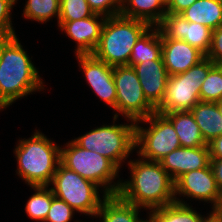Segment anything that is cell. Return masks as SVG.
<instances>
[{
  "mask_svg": "<svg viewBox=\"0 0 222 222\" xmlns=\"http://www.w3.org/2000/svg\"><path fill=\"white\" fill-rule=\"evenodd\" d=\"M129 181H122L118 195L150 211L175 202L174 181L159 162L143 158L128 161Z\"/></svg>",
  "mask_w": 222,
  "mask_h": 222,
  "instance_id": "cell-1",
  "label": "cell"
},
{
  "mask_svg": "<svg viewBox=\"0 0 222 222\" xmlns=\"http://www.w3.org/2000/svg\"><path fill=\"white\" fill-rule=\"evenodd\" d=\"M215 64L205 57L187 71L168 77L164 98L156 108L160 114L190 111L200 102V88Z\"/></svg>",
  "mask_w": 222,
  "mask_h": 222,
  "instance_id": "cell-7",
  "label": "cell"
},
{
  "mask_svg": "<svg viewBox=\"0 0 222 222\" xmlns=\"http://www.w3.org/2000/svg\"><path fill=\"white\" fill-rule=\"evenodd\" d=\"M49 186H32L35 193L25 205L27 215L36 221L44 222L55 197Z\"/></svg>",
  "mask_w": 222,
  "mask_h": 222,
  "instance_id": "cell-25",
  "label": "cell"
},
{
  "mask_svg": "<svg viewBox=\"0 0 222 222\" xmlns=\"http://www.w3.org/2000/svg\"><path fill=\"white\" fill-rule=\"evenodd\" d=\"M205 57L215 65L222 66V25L212 30L210 49Z\"/></svg>",
  "mask_w": 222,
  "mask_h": 222,
  "instance_id": "cell-32",
  "label": "cell"
},
{
  "mask_svg": "<svg viewBox=\"0 0 222 222\" xmlns=\"http://www.w3.org/2000/svg\"><path fill=\"white\" fill-rule=\"evenodd\" d=\"M76 58L90 88L100 99L115 109L117 93L113 66L97 59L93 54H77Z\"/></svg>",
  "mask_w": 222,
  "mask_h": 222,
  "instance_id": "cell-12",
  "label": "cell"
},
{
  "mask_svg": "<svg viewBox=\"0 0 222 222\" xmlns=\"http://www.w3.org/2000/svg\"><path fill=\"white\" fill-rule=\"evenodd\" d=\"M60 0H27L23 9L25 18L42 24L56 17L59 21Z\"/></svg>",
  "mask_w": 222,
  "mask_h": 222,
  "instance_id": "cell-26",
  "label": "cell"
},
{
  "mask_svg": "<svg viewBox=\"0 0 222 222\" xmlns=\"http://www.w3.org/2000/svg\"><path fill=\"white\" fill-rule=\"evenodd\" d=\"M51 183L54 196L65 201L76 212L94 218L100 209L103 200L100 198L99 186L61 163L58 164Z\"/></svg>",
  "mask_w": 222,
  "mask_h": 222,
  "instance_id": "cell-8",
  "label": "cell"
},
{
  "mask_svg": "<svg viewBox=\"0 0 222 222\" xmlns=\"http://www.w3.org/2000/svg\"><path fill=\"white\" fill-rule=\"evenodd\" d=\"M212 211L219 218V220L222 222V191H221V195L219 196L216 204L212 207Z\"/></svg>",
  "mask_w": 222,
  "mask_h": 222,
  "instance_id": "cell-36",
  "label": "cell"
},
{
  "mask_svg": "<svg viewBox=\"0 0 222 222\" xmlns=\"http://www.w3.org/2000/svg\"><path fill=\"white\" fill-rule=\"evenodd\" d=\"M197 0H168L167 14H181Z\"/></svg>",
  "mask_w": 222,
  "mask_h": 222,
  "instance_id": "cell-33",
  "label": "cell"
},
{
  "mask_svg": "<svg viewBox=\"0 0 222 222\" xmlns=\"http://www.w3.org/2000/svg\"><path fill=\"white\" fill-rule=\"evenodd\" d=\"M29 139L19 140L14 150L17 175L32 186H51L60 163V148L43 133L35 130Z\"/></svg>",
  "mask_w": 222,
  "mask_h": 222,
  "instance_id": "cell-3",
  "label": "cell"
},
{
  "mask_svg": "<svg viewBox=\"0 0 222 222\" xmlns=\"http://www.w3.org/2000/svg\"><path fill=\"white\" fill-rule=\"evenodd\" d=\"M148 214H149L148 220L141 219L139 222H157L156 218L151 213L148 212Z\"/></svg>",
  "mask_w": 222,
  "mask_h": 222,
  "instance_id": "cell-38",
  "label": "cell"
},
{
  "mask_svg": "<svg viewBox=\"0 0 222 222\" xmlns=\"http://www.w3.org/2000/svg\"><path fill=\"white\" fill-rule=\"evenodd\" d=\"M210 166L218 188L222 191V158H211Z\"/></svg>",
  "mask_w": 222,
  "mask_h": 222,
  "instance_id": "cell-34",
  "label": "cell"
},
{
  "mask_svg": "<svg viewBox=\"0 0 222 222\" xmlns=\"http://www.w3.org/2000/svg\"><path fill=\"white\" fill-rule=\"evenodd\" d=\"M120 14L158 27L167 14L165 0H123Z\"/></svg>",
  "mask_w": 222,
  "mask_h": 222,
  "instance_id": "cell-18",
  "label": "cell"
},
{
  "mask_svg": "<svg viewBox=\"0 0 222 222\" xmlns=\"http://www.w3.org/2000/svg\"><path fill=\"white\" fill-rule=\"evenodd\" d=\"M173 125L181 147H199L208 145L191 111H175L163 114Z\"/></svg>",
  "mask_w": 222,
  "mask_h": 222,
  "instance_id": "cell-20",
  "label": "cell"
},
{
  "mask_svg": "<svg viewBox=\"0 0 222 222\" xmlns=\"http://www.w3.org/2000/svg\"><path fill=\"white\" fill-rule=\"evenodd\" d=\"M18 0H0V39L16 36L11 21V10Z\"/></svg>",
  "mask_w": 222,
  "mask_h": 222,
  "instance_id": "cell-30",
  "label": "cell"
},
{
  "mask_svg": "<svg viewBox=\"0 0 222 222\" xmlns=\"http://www.w3.org/2000/svg\"><path fill=\"white\" fill-rule=\"evenodd\" d=\"M147 101L156 109L162 102L168 80V72L162 56L133 66Z\"/></svg>",
  "mask_w": 222,
  "mask_h": 222,
  "instance_id": "cell-16",
  "label": "cell"
},
{
  "mask_svg": "<svg viewBox=\"0 0 222 222\" xmlns=\"http://www.w3.org/2000/svg\"><path fill=\"white\" fill-rule=\"evenodd\" d=\"M112 125H102L79 136L73 141L80 147L95 151L111 160L119 169L135 148L136 122L129 124H115L117 117H113Z\"/></svg>",
  "mask_w": 222,
  "mask_h": 222,
  "instance_id": "cell-6",
  "label": "cell"
},
{
  "mask_svg": "<svg viewBox=\"0 0 222 222\" xmlns=\"http://www.w3.org/2000/svg\"><path fill=\"white\" fill-rule=\"evenodd\" d=\"M44 89L43 80L17 36L0 43V110Z\"/></svg>",
  "mask_w": 222,
  "mask_h": 222,
  "instance_id": "cell-2",
  "label": "cell"
},
{
  "mask_svg": "<svg viewBox=\"0 0 222 222\" xmlns=\"http://www.w3.org/2000/svg\"><path fill=\"white\" fill-rule=\"evenodd\" d=\"M211 158H222V135L208 143Z\"/></svg>",
  "mask_w": 222,
  "mask_h": 222,
  "instance_id": "cell-35",
  "label": "cell"
},
{
  "mask_svg": "<svg viewBox=\"0 0 222 222\" xmlns=\"http://www.w3.org/2000/svg\"><path fill=\"white\" fill-rule=\"evenodd\" d=\"M175 196H187L195 200L216 204L221 190L216 184L211 166L184 173L175 182ZM180 194V195H179Z\"/></svg>",
  "mask_w": 222,
  "mask_h": 222,
  "instance_id": "cell-13",
  "label": "cell"
},
{
  "mask_svg": "<svg viewBox=\"0 0 222 222\" xmlns=\"http://www.w3.org/2000/svg\"><path fill=\"white\" fill-rule=\"evenodd\" d=\"M162 56V38L159 27H150L135 43L129 60V66L147 60H158Z\"/></svg>",
  "mask_w": 222,
  "mask_h": 222,
  "instance_id": "cell-23",
  "label": "cell"
},
{
  "mask_svg": "<svg viewBox=\"0 0 222 222\" xmlns=\"http://www.w3.org/2000/svg\"><path fill=\"white\" fill-rule=\"evenodd\" d=\"M204 58L201 51L184 40L162 38V59L169 76L184 73Z\"/></svg>",
  "mask_w": 222,
  "mask_h": 222,
  "instance_id": "cell-17",
  "label": "cell"
},
{
  "mask_svg": "<svg viewBox=\"0 0 222 222\" xmlns=\"http://www.w3.org/2000/svg\"><path fill=\"white\" fill-rule=\"evenodd\" d=\"M190 111L207 144L222 135V116L216 102L200 101Z\"/></svg>",
  "mask_w": 222,
  "mask_h": 222,
  "instance_id": "cell-21",
  "label": "cell"
},
{
  "mask_svg": "<svg viewBox=\"0 0 222 222\" xmlns=\"http://www.w3.org/2000/svg\"><path fill=\"white\" fill-rule=\"evenodd\" d=\"M209 146L180 147L159 161L161 166L175 182L184 173L210 165Z\"/></svg>",
  "mask_w": 222,
  "mask_h": 222,
  "instance_id": "cell-15",
  "label": "cell"
},
{
  "mask_svg": "<svg viewBox=\"0 0 222 222\" xmlns=\"http://www.w3.org/2000/svg\"><path fill=\"white\" fill-rule=\"evenodd\" d=\"M113 78L116 86V106L114 117L124 115L129 121H138L147 118L156 109L147 101L142 86L132 66H114Z\"/></svg>",
  "mask_w": 222,
  "mask_h": 222,
  "instance_id": "cell-10",
  "label": "cell"
},
{
  "mask_svg": "<svg viewBox=\"0 0 222 222\" xmlns=\"http://www.w3.org/2000/svg\"><path fill=\"white\" fill-rule=\"evenodd\" d=\"M142 122L146 124L148 122L149 127H141L139 123L142 124ZM180 147L181 144L172 123L163 114L154 112L147 118L136 121L135 148L139 149L137 153L141 158L159 162Z\"/></svg>",
  "mask_w": 222,
  "mask_h": 222,
  "instance_id": "cell-9",
  "label": "cell"
},
{
  "mask_svg": "<svg viewBox=\"0 0 222 222\" xmlns=\"http://www.w3.org/2000/svg\"><path fill=\"white\" fill-rule=\"evenodd\" d=\"M66 144V148H60V163L63 166L103 187L101 190L106 195L118 194L122 181L114 182L119 176V168L111 160L78 146L73 140Z\"/></svg>",
  "mask_w": 222,
  "mask_h": 222,
  "instance_id": "cell-5",
  "label": "cell"
},
{
  "mask_svg": "<svg viewBox=\"0 0 222 222\" xmlns=\"http://www.w3.org/2000/svg\"><path fill=\"white\" fill-rule=\"evenodd\" d=\"M100 209L94 216L102 218L101 222H139L140 207L128 203L118 194L106 195L103 192Z\"/></svg>",
  "mask_w": 222,
  "mask_h": 222,
  "instance_id": "cell-19",
  "label": "cell"
},
{
  "mask_svg": "<svg viewBox=\"0 0 222 222\" xmlns=\"http://www.w3.org/2000/svg\"><path fill=\"white\" fill-rule=\"evenodd\" d=\"M161 38L184 40L207 55L212 38V30L205 25L187 21L180 14H166L158 26Z\"/></svg>",
  "mask_w": 222,
  "mask_h": 222,
  "instance_id": "cell-11",
  "label": "cell"
},
{
  "mask_svg": "<svg viewBox=\"0 0 222 222\" xmlns=\"http://www.w3.org/2000/svg\"><path fill=\"white\" fill-rule=\"evenodd\" d=\"M94 13L111 17L119 15L123 0H86Z\"/></svg>",
  "mask_w": 222,
  "mask_h": 222,
  "instance_id": "cell-31",
  "label": "cell"
},
{
  "mask_svg": "<svg viewBox=\"0 0 222 222\" xmlns=\"http://www.w3.org/2000/svg\"><path fill=\"white\" fill-rule=\"evenodd\" d=\"M60 4L58 22L76 21L95 14L86 0H60Z\"/></svg>",
  "mask_w": 222,
  "mask_h": 222,
  "instance_id": "cell-28",
  "label": "cell"
},
{
  "mask_svg": "<svg viewBox=\"0 0 222 222\" xmlns=\"http://www.w3.org/2000/svg\"><path fill=\"white\" fill-rule=\"evenodd\" d=\"M150 27L146 22L121 14L107 17L92 54L113 67L129 65L132 48Z\"/></svg>",
  "mask_w": 222,
  "mask_h": 222,
  "instance_id": "cell-4",
  "label": "cell"
},
{
  "mask_svg": "<svg viewBox=\"0 0 222 222\" xmlns=\"http://www.w3.org/2000/svg\"><path fill=\"white\" fill-rule=\"evenodd\" d=\"M216 104H217V107H218L220 114L222 116V99L217 101Z\"/></svg>",
  "mask_w": 222,
  "mask_h": 222,
  "instance_id": "cell-39",
  "label": "cell"
},
{
  "mask_svg": "<svg viewBox=\"0 0 222 222\" xmlns=\"http://www.w3.org/2000/svg\"><path fill=\"white\" fill-rule=\"evenodd\" d=\"M222 99V66L215 65L200 88V101L217 102Z\"/></svg>",
  "mask_w": 222,
  "mask_h": 222,
  "instance_id": "cell-27",
  "label": "cell"
},
{
  "mask_svg": "<svg viewBox=\"0 0 222 222\" xmlns=\"http://www.w3.org/2000/svg\"><path fill=\"white\" fill-rule=\"evenodd\" d=\"M106 18L104 15L95 13L88 18L57 23L59 28L65 31L68 37L76 41V55L92 54L100 41L101 31Z\"/></svg>",
  "mask_w": 222,
  "mask_h": 222,
  "instance_id": "cell-14",
  "label": "cell"
},
{
  "mask_svg": "<svg viewBox=\"0 0 222 222\" xmlns=\"http://www.w3.org/2000/svg\"><path fill=\"white\" fill-rule=\"evenodd\" d=\"M199 222H221L219 218L214 214L213 211H211L208 216L201 217V220Z\"/></svg>",
  "mask_w": 222,
  "mask_h": 222,
  "instance_id": "cell-37",
  "label": "cell"
},
{
  "mask_svg": "<svg viewBox=\"0 0 222 222\" xmlns=\"http://www.w3.org/2000/svg\"><path fill=\"white\" fill-rule=\"evenodd\" d=\"M74 211L65 201L54 197L44 222H70Z\"/></svg>",
  "mask_w": 222,
  "mask_h": 222,
  "instance_id": "cell-29",
  "label": "cell"
},
{
  "mask_svg": "<svg viewBox=\"0 0 222 222\" xmlns=\"http://www.w3.org/2000/svg\"><path fill=\"white\" fill-rule=\"evenodd\" d=\"M175 196V202L154 209L150 213L156 218L157 222H199L202 215L183 199Z\"/></svg>",
  "mask_w": 222,
  "mask_h": 222,
  "instance_id": "cell-24",
  "label": "cell"
},
{
  "mask_svg": "<svg viewBox=\"0 0 222 222\" xmlns=\"http://www.w3.org/2000/svg\"><path fill=\"white\" fill-rule=\"evenodd\" d=\"M180 15L215 30L222 25V0H197Z\"/></svg>",
  "mask_w": 222,
  "mask_h": 222,
  "instance_id": "cell-22",
  "label": "cell"
}]
</instances>
